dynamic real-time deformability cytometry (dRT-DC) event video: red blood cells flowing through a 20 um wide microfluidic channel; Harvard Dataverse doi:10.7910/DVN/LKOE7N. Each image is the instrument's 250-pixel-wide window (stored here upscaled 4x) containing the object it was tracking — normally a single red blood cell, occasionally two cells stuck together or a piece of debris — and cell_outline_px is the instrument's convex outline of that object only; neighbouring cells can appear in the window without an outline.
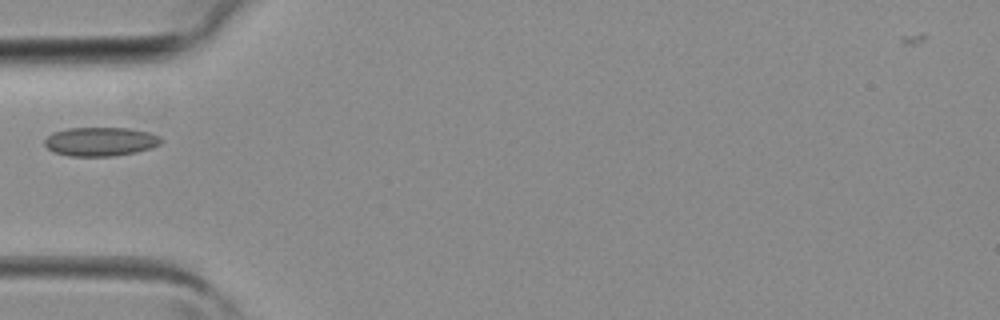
{"species": "common noctule bat (a hibernating species)", "species_latin": "Nyctalus noctula", "temperature_condition": "room temperature", "stored_images_in_passage": 4, "camera_frame_rate_fps": 3000, "um_per_image_px": 0.085, "animal": {"sex": "female", "body_mass_g": 19.3, "forearm_length_mm": 54.1}, "frame": {"image": 1, "passage_image": 4, "time_ms": 1.0, "image_size_px": [1000, 320], "cell_outline_px": [[164, 140], [160, 144], [152, 148], [136, 152], [112, 156], [68, 156], [52, 152], [44, 144], [44, 140], [52, 132], [68, 128], [128, 128], [148, 132], [160, 136]], "centroid_in_image_um": [8.54, 12.04], "position_along_channel_um": 76.5, "area_um2": 19.77}}